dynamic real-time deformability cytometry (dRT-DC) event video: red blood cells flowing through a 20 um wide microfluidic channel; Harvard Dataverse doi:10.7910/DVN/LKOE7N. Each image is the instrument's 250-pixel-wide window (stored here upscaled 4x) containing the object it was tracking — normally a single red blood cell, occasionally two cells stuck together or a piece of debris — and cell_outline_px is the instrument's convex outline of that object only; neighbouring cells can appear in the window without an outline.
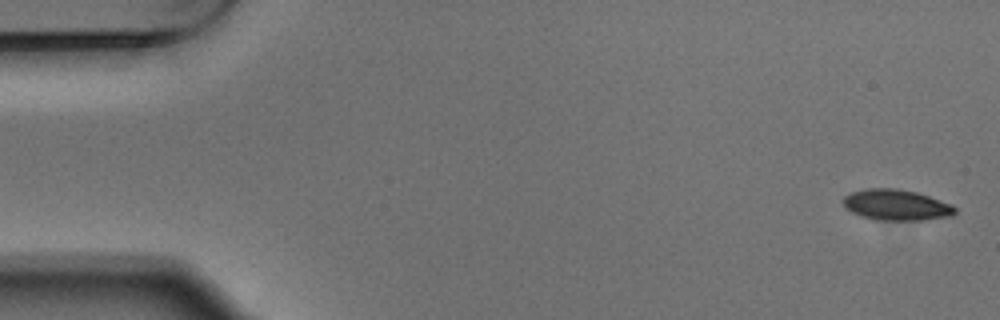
{"species": "Egyptian fruit bat (a non-hibernating species)", "species_latin": "Rousettus aegyptiacus", "temperature_condition": "warm", "stored_images_in_passage": 5, "camera_frame_rate_fps": 3000, "um_per_image_px": 0.085, "animal": {"sex": "male"}, "frame": {"image": 1, "passage_image": 1, "time_ms": 0.0, "image_size_px": [1000, 320], "cell_outline_px": [[956, 212], [952, 216], [924, 220], [876, 220], [852, 212], [844, 204], [844, 196], [852, 192], [868, 188], [896, 188], [916, 192], [952, 204], [956, 208]], "centroid_in_image_um": [76.23, 17.42], "position_along_channel_um": 8.8, "area_um2": 19.94}}
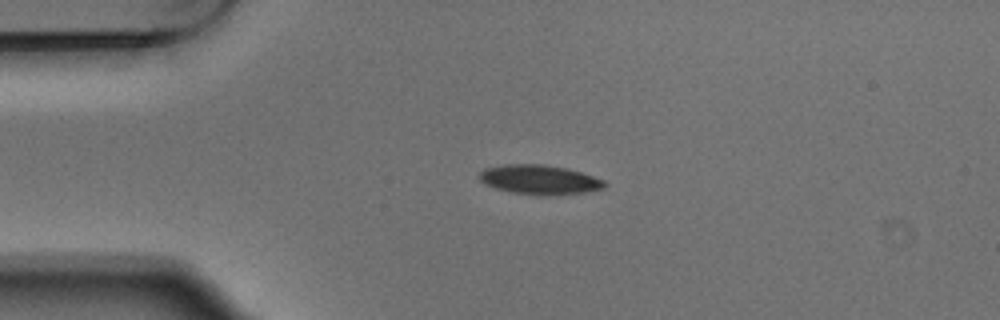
{"frame": {"image": 2, "passage_image": 4, "time_ms": 1.0, "image_size_px": [1000, 320], "cell_outline_px": [[608, 184], [604, 188], [584, 192], [512, 192], [496, 188], [480, 180], [480, 172], [484, 168], [504, 164], [544, 164], [568, 168], [604, 180]], "centroid_in_image_um": [45.85, 15.2], "position_along_channel_um": 39.2, "area_um2": 20.35}}